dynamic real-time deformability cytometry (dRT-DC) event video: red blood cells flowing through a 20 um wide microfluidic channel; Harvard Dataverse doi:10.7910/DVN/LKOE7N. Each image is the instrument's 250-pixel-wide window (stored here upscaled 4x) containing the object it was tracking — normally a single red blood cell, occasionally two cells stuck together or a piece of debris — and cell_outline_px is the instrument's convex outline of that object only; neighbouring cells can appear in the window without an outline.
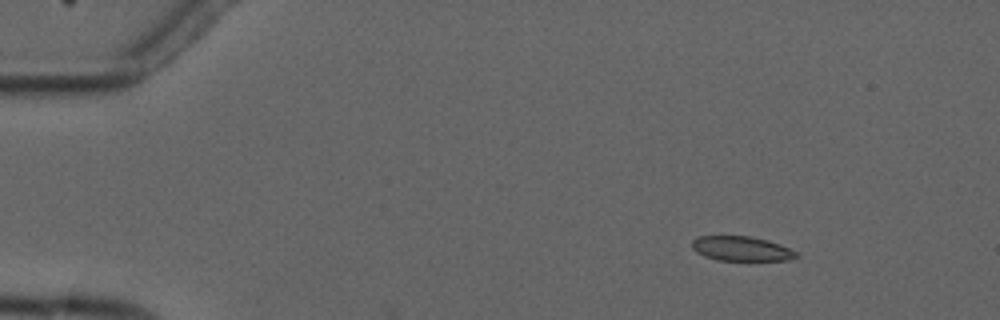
{"species": "common noctule bat (a hibernating species)", "species_latin": "Nyctalus noctula", "temperature_condition": "cold", "stored_images_in_passage": 4, "camera_frame_rate_fps": 3000, "um_per_image_px": 0.085, "animal": {"sex": "male", "forearm_length_mm": 52.5}, "frame": {"image": 1, "passage_image": 2, "time_ms": 1.0, "image_size_px": [1000, 320], "cell_outline_px": [[800, 256], [788, 260], [716, 260], [704, 256], [696, 252], [692, 248], [692, 240], [700, 236], [752, 236], [768, 240], [780, 244], [800, 252]], "centroid_in_image_um": [63.06, 21.13], "position_along_channel_um": 21.9, "area_um2": 15.14}}